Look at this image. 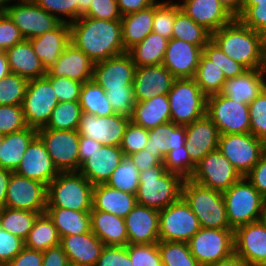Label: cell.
<instances>
[{
    "instance_id": "cell-30",
    "label": "cell",
    "mask_w": 266,
    "mask_h": 266,
    "mask_svg": "<svg viewBox=\"0 0 266 266\" xmlns=\"http://www.w3.org/2000/svg\"><path fill=\"white\" fill-rule=\"evenodd\" d=\"M60 246L68 261L84 266H95L105 245L92 232L61 237Z\"/></svg>"
},
{
    "instance_id": "cell-69",
    "label": "cell",
    "mask_w": 266,
    "mask_h": 266,
    "mask_svg": "<svg viewBox=\"0 0 266 266\" xmlns=\"http://www.w3.org/2000/svg\"><path fill=\"white\" fill-rule=\"evenodd\" d=\"M156 0H117L121 16L138 12L151 6Z\"/></svg>"
},
{
    "instance_id": "cell-19",
    "label": "cell",
    "mask_w": 266,
    "mask_h": 266,
    "mask_svg": "<svg viewBox=\"0 0 266 266\" xmlns=\"http://www.w3.org/2000/svg\"><path fill=\"white\" fill-rule=\"evenodd\" d=\"M235 253L247 266L266 263V224L263 220L248 223L234 231Z\"/></svg>"
},
{
    "instance_id": "cell-58",
    "label": "cell",
    "mask_w": 266,
    "mask_h": 266,
    "mask_svg": "<svg viewBox=\"0 0 266 266\" xmlns=\"http://www.w3.org/2000/svg\"><path fill=\"white\" fill-rule=\"evenodd\" d=\"M107 99L116 114L132 116L136 103L133 89H117L105 91Z\"/></svg>"
},
{
    "instance_id": "cell-31",
    "label": "cell",
    "mask_w": 266,
    "mask_h": 266,
    "mask_svg": "<svg viewBox=\"0 0 266 266\" xmlns=\"http://www.w3.org/2000/svg\"><path fill=\"white\" fill-rule=\"evenodd\" d=\"M91 231L105 246H126L128 234L125 219L92 207Z\"/></svg>"
},
{
    "instance_id": "cell-53",
    "label": "cell",
    "mask_w": 266,
    "mask_h": 266,
    "mask_svg": "<svg viewBox=\"0 0 266 266\" xmlns=\"http://www.w3.org/2000/svg\"><path fill=\"white\" fill-rule=\"evenodd\" d=\"M250 133L266 143V88L249 104Z\"/></svg>"
},
{
    "instance_id": "cell-29",
    "label": "cell",
    "mask_w": 266,
    "mask_h": 266,
    "mask_svg": "<svg viewBox=\"0 0 266 266\" xmlns=\"http://www.w3.org/2000/svg\"><path fill=\"white\" fill-rule=\"evenodd\" d=\"M45 70H48L70 44V25L62 22L57 28L28 39Z\"/></svg>"
},
{
    "instance_id": "cell-45",
    "label": "cell",
    "mask_w": 266,
    "mask_h": 266,
    "mask_svg": "<svg viewBox=\"0 0 266 266\" xmlns=\"http://www.w3.org/2000/svg\"><path fill=\"white\" fill-rule=\"evenodd\" d=\"M139 170L128 156H125L122 162L111 174L106 184L114 189L136 195L139 185Z\"/></svg>"
},
{
    "instance_id": "cell-76",
    "label": "cell",
    "mask_w": 266,
    "mask_h": 266,
    "mask_svg": "<svg viewBox=\"0 0 266 266\" xmlns=\"http://www.w3.org/2000/svg\"><path fill=\"white\" fill-rule=\"evenodd\" d=\"M12 1L15 2L16 0H0V12H5Z\"/></svg>"
},
{
    "instance_id": "cell-4",
    "label": "cell",
    "mask_w": 266,
    "mask_h": 266,
    "mask_svg": "<svg viewBox=\"0 0 266 266\" xmlns=\"http://www.w3.org/2000/svg\"><path fill=\"white\" fill-rule=\"evenodd\" d=\"M222 194L232 230L235 231L240 226L262 220L266 211V199L245 176Z\"/></svg>"
},
{
    "instance_id": "cell-22",
    "label": "cell",
    "mask_w": 266,
    "mask_h": 266,
    "mask_svg": "<svg viewBox=\"0 0 266 266\" xmlns=\"http://www.w3.org/2000/svg\"><path fill=\"white\" fill-rule=\"evenodd\" d=\"M174 76L162 65L136 67L133 90L136 102H144L158 95H167Z\"/></svg>"
},
{
    "instance_id": "cell-16",
    "label": "cell",
    "mask_w": 266,
    "mask_h": 266,
    "mask_svg": "<svg viewBox=\"0 0 266 266\" xmlns=\"http://www.w3.org/2000/svg\"><path fill=\"white\" fill-rule=\"evenodd\" d=\"M5 207L44 214L47 207V185L12 172Z\"/></svg>"
},
{
    "instance_id": "cell-52",
    "label": "cell",
    "mask_w": 266,
    "mask_h": 266,
    "mask_svg": "<svg viewBox=\"0 0 266 266\" xmlns=\"http://www.w3.org/2000/svg\"><path fill=\"white\" fill-rule=\"evenodd\" d=\"M126 247L133 266H163L158 243L127 244Z\"/></svg>"
},
{
    "instance_id": "cell-40",
    "label": "cell",
    "mask_w": 266,
    "mask_h": 266,
    "mask_svg": "<svg viewBox=\"0 0 266 266\" xmlns=\"http://www.w3.org/2000/svg\"><path fill=\"white\" fill-rule=\"evenodd\" d=\"M82 113L105 117L116 114L107 99L105 91L93 80L82 84L79 96Z\"/></svg>"
},
{
    "instance_id": "cell-7",
    "label": "cell",
    "mask_w": 266,
    "mask_h": 266,
    "mask_svg": "<svg viewBox=\"0 0 266 266\" xmlns=\"http://www.w3.org/2000/svg\"><path fill=\"white\" fill-rule=\"evenodd\" d=\"M167 96L171 121L176 125H189L206 114L207 96L194 78L175 79Z\"/></svg>"
},
{
    "instance_id": "cell-66",
    "label": "cell",
    "mask_w": 266,
    "mask_h": 266,
    "mask_svg": "<svg viewBox=\"0 0 266 266\" xmlns=\"http://www.w3.org/2000/svg\"><path fill=\"white\" fill-rule=\"evenodd\" d=\"M166 145L168 151L177 149L186 142V126L176 125L172 121L166 123Z\"/></svg>"
},
{
    "instance_id": "cell-65",
    "label": "cell",
    "mask_w": 266,
    "mask_h": 266,
    "mask_svg": "<svg viewBox=\"0 0 266 266\" xmlns=\"http://www.w3.org/2000/svg\"><path fill=\"white\" fill-rule=\"evenodd\" d=\"M43 251L24 247L6 266H42Z\"/></svg>"
},
{
    "instance_id": "cell-15",
    "label": "cell",
    "mask_w": 266,
    "mask_h": 266,
    "mask_svg": "<svg viewBox=\"0 0 266 266\" xmlns=\"http://www.w3.org/2000/svg\"><path fill=\"white\" fill-rule=\"evenodd\" d=\"M5 13L19 28L24 39H31L57 28L62 21L48 13L33 0H17Z\"/></svg>"
},
{
    "instance_id": "cell-63",
    "label": "cell",
    "mask_w": 266,
    "mask_h": 266,
    "mask_svg": "<svg viewBox=\"0 0 266 266\" xmlns=\"http://www.w3.org/2000/svg\"><path fill=\"white\" fill-rule=\"evenodd\" d=\"M166 123L149 130V138L145 150L155 156L161 163L168 153L166 145Z\"/></svg>"
},
{
    "instance_id": "cell-9",
    "label": "cell",
    "mask_w": 266,
    "mask_h": 266,
    "mask_svg": "<svg viewBox=\"0 0 266 266\" xmlns=\"http://www.w3.org/2000/svg\"><path fill=\"white\" fill-rule=\"evenodd\" d=\"M197 216L180 197L159 210V239L168 242H188L199 230Z\"/></svg>"
},
{
    "instance_id": "cell-27",
    "label": "cell",
    "mask_w": 266,
    "mask_h": 266,
    "mask_svg": "<svg viewBox=\"0 0 266 266\" xmlns=\"http://www.w3.org/2000/svg\"><path fill=\"white\" fill-rule=\"evenodd\" d=\"M180 8L211 34L231 23L235 18L219 0H183Z\"/></svg>"
},
{
    "instance_id": "cell-20",
    "label": "cell",
    "mask_w": 266,
    "mask_h": 266,
    "mask_svg": "<svg viewBox=\"0 0 266 266\" xmlns=\"http://www.w3.org/2000/svg\"><path fill=\"white\" fill-rule=\"evenodd\" d=\"M26 178L48 185L59 174L44 143L36 135L28 144L21 162L14 171Z\"/></svg>"
},
{
    "instance_id": "cell-51",
    "label": "cell",
    "mask_w": 266,
    "mask_h": 266,
    "mask_svg": "<svg viewBox=\"0 0 266 266\" xmlns=\"http://www.w3.org/2000/svg\"><path fill=\"white\" fill-rule=\"evenodd\" d=\"M163 165L166 171L178 174L183 179H189L196 166L187 153L186 145L168 151Z\"/></svg>"
},
{
    "instance_id": "cell-57",
    "label": "cell",
    "mask_w": 266,
    "mask_h": 266,
    "mask_svg": "<svg viewBox=\"0 0 266 266\" xmlns=\"http://www.w3.org/2000/svg\"><path fill=\"white\" fill-rule=\"evenodd\" d=\"M52 84V88L59 102H78L81 82L69 79L67 77H47Z\"/></svg>"
},
{
    "instance_id": "cell-74",
    "label": "cell",
    "mask_w": 266,
    "mask_h": 266,
    "mask_svg": "<svg viewBox=\"0 0 266 266\" xmlns=\"http://www.w3.org/2000/svg\"><path fill=\"white\" fill-rule=\"evenodd\" d=\"M10 73L5 51H0V81Z\"/></svg>"
},
{
    "instance_id": "cell-80",
    "label": "cell",
    "mask_w": 266,
    "mask_h": 266,
    "mask_svg": "<svg viewBox=\"0 0 266 266\" xmlns=\"http://www.w3.org/2000/svg\"><path fill=\"white\" fill-rule=\"evenodd\" d=\"M262 220H263V221L265 222V224H266V211H265V214H264Z\"/></svg>"
},
{
    "instance_id": "cell-28",
    "label": "cell",
    "mask_w": 266,
    "mask_h": 266,
    "mask_svg": "<svg viewBox=\"0 0 266 266\" xmlns=\"http://www.w3.org/2000/svg\"><path fill=\"white\" fill-rule=\"evenodd\" d=\"M266 69H247L234 78L224 82L220 94L234 102L250 104L266 88Z\"/></svg>"
},
{
    "instance_id": "cell-67",
    "label": "cell",
    "mask_w": 266,
    "mask_h": 266,
    "mask_svg": "<svg viewBox=\"0 0 266 266\" xmlns=\"http://www.w3.org/2000/svg\"><path fill=\"white\" fill-rule=\"evenodd\" d=\"M68 262L67 255L60 245L43 251L42 266H67Z\"/></svg>"
},
{
    "instance_id": "cell-18",
    "label": "cell",
    "mask_w": 266,
    "mask_h": 266,
    "mask_svg": "<svg viewBox=\"0 0 266 266\" xmlns=\"http://www.w3.org/2000/svg\"><path fill=\"white\" fill-rule=\"evenodd\" d=\"M130 117L122 114H113L98 117L90 113H82L77 132L98 141L106 146H121L126 126Z\"/></svg>"
},
{
    "instance_id": "cell-21",
    "label": "cell",
    "mask_w": 266,
    "mask_h": 266,
    "mask_svg": "<svg viewBox=\"0 0 266 266\" xmlns=\"http://www.w3.org/2000/svg\"><path fill=\"white\" fill-rule=\"evenodd\" d=\"M202 54L199 46L171 38L162 65L175 79L194 78Z\"/></svg>"
},
{
    "instance_id": "cell-47",
    "label": "cell",
    "mask_w": 266,
    "mask_h": 266,
    "mask_svg": "<svg viewBox=\"0 0 266 266\" xmlns=\"http://www.w3.org/2000/svg\"><path fill=\"white\" fill-rule=\"evenodd\" d=\"M179 3L172 1L154 2V20L152 31L170 40L173 33L175 14L180 10Z\"/></svg>"
},
{
    "instance_id": "cell-59",
    "label": "cell",
    "mask_w": 266,
    "mask_h": 266,
    "mask_svg": "<svg viewBox=\"0 0 266 266\" xmlns=\"http://www.w3.org/2000/svg\"><path fill=\"white\" fill-rule=\"evenodd\" d=\"M24 247V240L0 227V266H6Z\"/></svg>"
},
{
    "instance_id": "cell-54",
    "label": "cell",
    "mask_w": 266,
    "mask_h": 266,
    "mask_svg": "<svg viewBox=\"0 0 266 266\" xmlns=\"http://www.w3.org/2000/svg\"><path fill=\"white\" fill-rule=\"evenodd\" d=\"M148 138L149 130L130 121L126 126L120 146L124 156L143 150L148 142Z\"/></svg>"
},
{
    "instance_id": "cell-6",
    "label": "cell",
    "mask_w": 266,
    "mask_h": 266,
    "mask_svg": "<svg viewBox=\"0 0 266 266\" xmlns=\"http://www.w3.org/2000/svg\"><path fill=\"white\" fill-rule=\"evenodd\" d=\"M93 185L79 171L59 172L47 185V207L92 210Z\"/></svg>"
},
{
    "instance_id": "cell-73",
    "label": "cell",
    "mask_w": 266,
    "mask_h": 266,
    "mask_svg": "<svg viewBox=\"0 0 266 266\" xmlns=\"http://www.w3.org/2000/svg\"><path fill=\"white\" fill-rule=\"evenodd\" d=\"M219 1L234 18H237L241 14L242 0H219Z\"/></svg>"
},
{
    "instance_id": "cell-49",
    "label": "cell",
    "mask_w": 266,
    "mask_h": 266,
    "mask_svg": "<svg viewBox=\"0 0 266 266\" xmlns=\"http://www.w3.org/2000/svg\"><path fill=\"white\" fill-rule=\"evenodd\" d=\"M236 19L263 34L266 31V0H242L241 14Z\"/></svg>"
},
{
    "instance_id": "cell-64",
    "label": "cell",
    "mask_w": 266,
    "mask_h": 266,
    "mask_svg": "<svg viewBox=\"0 0 266 266\" xmlns=\"http://www.w3.org/2000/svg\"><path fill=\"white\" fill-rule=\"evenodd\" d=\"M258 192L266 199V152L245 176Z\"/></svg>"
},
{
    "instance_id": "cell-77",
    "label": "cell",
    "mask_w": 266,
    "mask_h": 266,
    "mask_svg": "<svg viewBox=\"0 0 266 266\" xmlns=\"http://www.w3.org/2000/svg\"><path fill=\"white\" fill-rule=\"evenodd\" d=\"M67 266H84V265L73 263V262H68Z\"/></svg>"
},
{
    "instance_id": "cell-5",
    "label": "cell",
    "mask_w": 266,
    "mask_h": 266,
    "mask_svg": "<svg viewBox=\"0 0 266 266\" xmlns=\"http://www.w3.org/2000/svg\"><path fill=\"white\" fill-rule=\"evenodd\" d=\"M181 197L197 216L203 228L231 229L223 194L184 179Z\"/></svg>"
},
{
    "instance_id": "cell-32",
    "label": "cell",
    "mask_w": 266,
    "mask_h": 266,
    "mask_svg": "<svg viewBox=\"0 0 266 266\" xmlns=\"http://www.w3.org/2000/svg\"><path fill=\"white\" fill-rule=\"evenodd\" d=\"M6 56L11 73L32 80L46 75V70L36 56L33 47L28 39L8 48Z\"/></svg>"
},
{
    "instance_id": "cell-38",
    "label": "cell",
    "mask_w": 266,
    "mask_h": 266,
    "mask_svg": "<svg viewBox=\"0 0 266 266\" xmlns=\"http://www.w3.org/2000/svg\"><path fill=\"white\" fill-rule=\"evenodd\" d=\"M168 42V39L152 31L128 53L136 67L160 65L163 63Z\"/></svg>"
},
{
    "instance_id": "cell-34",
    "label": "cell",
    "mask_w": 266,
    "mask_h": 266,
    "mask_svg": "<svg viewBox=\"0 0 266 266\" xmlns=\"http://www.w3.org/2000/svg\"><path fill=\"white\" fill-rule=\"evenodd\" d=\"M130 121L147 130L171 121L167 95H158L144 102H136Z\"/></svg>"
},
{
    "instance_id": "cell-55",
    "label": "cell",
    "mask_w": 266,
    "mask_h": 266,
    "mask_svg": "<svg viewBox=\"0 0 266 266\" xmlns=\"http://www.w3.org/2000/svg\"><path fill=\"white\" fill-rule=\"evenodd\" d=\"M27 127L22 106L0 105V134L7 135Z\"/></svg>"
},
{
    "instance_id": "cell-42",
    "label": "cell",
    "mask_w": 266,
    "mask_h": 266,
    "mask_svg": "<svg viewBox=\"0 0 266 266\" xmlns=\"http://www.w3.org/2000/svg\"><path fill=\"white\" fill-rule=\"evenodd\" d=\"M40 214L27 210L4 207L0 209V227L25 240Z\"/></svg>"
},
{
    "instance_id": "cell-61",
    "label": "cell",
    "mask_w": 266,
    "mask_h": 266,
    "mask_svg": "<svg viewBox=\"0 0 266 266\" xmlns=\"http://www.w3.org/2000/svg\"><path fill=\"white\" fill-rule=\"evenodd\" d=\"M24 40L19 28L5 12H0V51H6Z\"/></svg>"
},
{
    "instance_id": "cell-23",
    "label": "cell",
    "mask_w": 266,
    "mask_h": 266,
    "mask_svg": "<svg viewBox=\"0 0 266 266\" xmlns=\"http://www.w3.org/2000/svg\"><path fill=\"white\" fill-rule=\"evenodd\" d=\"M128 244H154L159 239V210L137 204L124 218Z\"/></svg>"
},
{
    "instance_id": "cell-70",
    "label": "cell",
    "mask_w": 266,
    "mask_h": 266,
    "mask_svg": "<svg viewBox=\"0 0 266 266\" xmlns=\"http://www.w3.org/2000/svg\"><path fill=\"white\" fill-rule=\"evenodd\" d=\"M102 144L92 138L80 136L79 139V160L80 166L89 158L95 150L101 149Z\"/></svg>"
},
{
    "instance_id": "cell-79",
    "label": "cell",
    "mask_w": 266,
    "mask_h": 266,
    "mask_svg": "<svg viewBox=\"0 0 266 266\" xmlns=\"http://www.w3.org/2000/svg\"><path fill=\"white\" fill-rule=\"evenodd\" d=\"M262 35H263L264 43H265V46H266V31Z\"/></svg>"
},
{
    "instance_id": "cell-25",
    "label": "cell",
    "mask_w": 266,
    "mask_h": 266,
    "mask_svg": "<svg viewBox=\"0 0 266 266\" xmlns=\"http://www.w3.org/2000/svg\"><path fill=\"white\" fill-rule=\"evenodd\" d=\"M94 62L71 42L58 60L46 70V77L69 78L81 83L92 80Z\"/></svg>"
},
{
    "instance_id": "cell-39",
    "label": "cell",
    "mask_w": 266,
    "mask_h": 266,
    "mask_svg": "<svg viewBox=\"0 0 266 266\" xmlns=\"http://www.w3.org/2000/svg\"><path fill=\"white\" fill-rule=\"evenodd\" d=\"M60 239L53 221L44 213L35 220L31 231L24 240V246L31 250L45 251L59 246Z\"/></svg>"
},
{
    "instance_id": "cell-44",
    "label": "cell",
    "mask_w": 266,
    "mask_h": 266,
    "mask_svg": "<svg viewBox=\"0 0 266 266\" xmlns=\"http://www.w3.org/2000/svg\"><path fill=\"white\" fill-rule=\"evenodd\" d=\"M81 115L82 110L79 102H59L43 128L77 131Z\"/></svg>"
},
{
    "instance_id": "cell-48",
    "label": "cell",
    "mask_w": 266,
    "mask_h": 266,
    "mask_svg": "<svg viewBox=\"0 0 266 266\" xmlns=\"http://www.w3.org/2000/svg\"><path fill=\"white\" fill-rule=\"evenodd\" d=\"M29 80L9 73L0 81V105L22 106Z\"/></svg>"
},
{
    "instance_id": "cell-71",
    "label": "cell",
    "mask_w": 266,
    "mask_h": 266,
    "mask_svg": "<svg viewBox=\"0 0 266 266\" xmlns=\"http://www.w3.org/2000/svg\"><path fill=\"white\" fill-rule=\"evenodd\" d=\"M12 171L0 168V209L5 207L6 193Z\"/></svg>"
},
{
    "instance_id": "cell-46",
    "label": "cell",
    "mask_w": 266,
    "mask_h": 266,
    "mask_svg": "<svg viewBox=\"0 0 266 266\" xmlns=\"http://www.w3.org/2000/svg\"><path fill=\"white\" fill-rule=\"evenodd\" d=\"M158 249L163 266H200L191 254L187 242L159 241Z\"/></svg>"
},
{
    "instance_id": "cell-26",
    "label": "cell",
    "mask_w": 266,
    "mask_h": 266,
    "mask_svg": "<svg viewBox=\"0 0 266 266\" xmlns=\"http://www.w3.org/2000/svg\"><path fill=\"white\" fill-rule=\"evenodd\" d=\"M124 153L120 146L102 145L80 166L79 172L94 186L106 184L111 174L122 162Z\"/></svg>"
},
{
    "instance_id": "cell-11",
    "label": "cell",
    "mask_w": 266,
    "mask_h": 266,
    "mask_svg": "<svg viewBox=\"0 0 266 266\" xmlns=\"http://www.w3.org/2000/svg\"><path fill=\"white\" fill-rule=\"evenodd\" d=\"M37 136L44 143L59 172L79 171V139L76 130L38 128Z\"/></svg>"
},
{
    "instance_id": "cell-37",
    "label": "cell",
    "mask_w": 266,
    "mask_h": 266,
    "mask_svg": "<svg viewBox=\"0 0 266 266\" xmlns=\"http://www.w3.org/2000/svg\"><path fill=\"white\" fill-rule=\"evenodd\" d=\"M37 135V129L27 127L24 130L4 135L0 146V168L14 172L26 152L28 144Z\"/></svg>"
},
{
    "instance_id": "cell-60",
    "label": "cell",
    "mask_w": 266,
    "mask_h": 266,
    "mask_svg": "<svg viewBox=\"0 0 266 266\" xmlns=\"http://www.w3.org/2000/svg\"><path fill=\"white\" fill-rule=\"evenodd\" d=\"M101 20H121L117 0H92L89 10L83 15Z\"/></svg>"
},
{
    "instance_id": "cell-13",
    "label": "cell",
    "mask_w": 266,
    "mask_h": 266,
    "mask_svg": "<svg viewBox=\"0 0 266 266\" xmlns=\"http://www.w3.org/2000/svg\"><path fill=\"white\" fill-rule=\"evenodd\" d=\"M58 103L51 81L46 76L29 80L22 103L27 126L35 129L44 127Z\"/></svg>"
},
{
    "instance_id": "cell-1",
    "label": "cell",
    "mask_w": 266,
    "mask_h": 266,
    "mask_svg": "<svg viewBox=\"0 0 266 266\" xmlns=\"http://www.w3.org/2000/svg\"><path fill=\"white\" fill-rule=\"evenodd\" d=\"M70 42L94 63L125 53L121 20L81 16L70 23Z\"/></svg>"
},
{
    "instance_id": "cell-36",
    "label": "cell",
    "mask_w": 266,
    "mask_h": 266,
    "mask_svg": "<svg viewBox=\"0 0 266 266\" xmlns=\"http://www.w3.org/2000/svg\"><path fill=\"white\" fill-rule=\"evenodd\" d=\"M45 213L53 221L60 238L67 235H79L91 231L90 211L46 207Z\"/></svg>"
},
{
    "instance_id": "cell-62",
    "label": "cell",
    "mask_w": 266,
    "mask_h": 266,
    "mask_svg": "<svg viewBox=\"0 0 266 266\" xmlns=\"http://www.w3.org/2000/svg\"><path fill=\"white\" fill-rule=\"evenodd\" d=\"M95 266H133L126 246H105Z\"/></svg>"
},
{
    "instance_id": "cell-2",
    "label": "cell",
    "mask_w": 266,
    "mask_h": 266,
    "mask_svg": "<svg viewBox=\"0 0 266 266\" xmlns=\"http://www.w3.org/2000/svg\"><path fill=\"white\" fill-rule=\"evenodd\" d=\"M211 39L228 57L246 69H266L263 35L243 25L238 19L213 32Z\"/></svg>"
},
{
    "instance_id": "cell-14",
    "label": "cell",
    "mask_w": 266,
    "mask_h": 266,
    "mask_svg": "<svg viewBox=\"0 0 266 266\" xmlns=\"http://www.w3.org/2000/svg\"><path fill=\"white\" fill-rule=\"evenodd\" d=\"M241 177L230 161L217 149L196 164L189 179L203 187L223 193Z\"/></svg>"
},
{
    "instance_id": "cell-72",
    "label": "cell",
    "mask_w": 266,
    "mask_h": 266,
    "mask_svg": "<svg viewBox=\"0 0 266 266\" xmlns=\"http://www.w3.org/2000/svg\"><path fill=\"white\" fill-rule=\"evenodd\" d=\"M206 266H247V265L236 253H233L231 256L225 259H222L218 262Z\"/></svg>"
},
{
    "instance_id": "cell-10",
    "label": "cell",
    "mask_w": 266,
    "mask_h": 266,
    "mask_svg": "<svg viewBox=\"0 0 266 266\" xmlns=\"http://www.w3.org/2000/svg\"><path fill=\"white\" fill-rule=\"evenodd\" d=\"M187 243L200 266L213 264L235 253L232 229L201 227Z\"/></svg>"
},
{
    "instance_id": "cell-78",
    "label": "cell",
    "mask_w": 266,
    "mask_h": 266,
    "mask_svg": "<svg viewBox=\"0 0 266 266\" xmlns=\"http://www.w3.org/2000/svg\"><path fill=\"white\" fill-rule=\"evenodd\" d=\"M3 139H4V135H3V134H0V146H1L2 143H3Z\"/></svg>"
},
{
    "instance_id": "cell-33",
    "label": "cell",
    "mask_w": 266,
    "mask_h": 266,
    "mask_svg": "<svg viewBox=\"0 0 266 266\" xmlns=\"http://www.w3.org/2000/svg\"><path fill=\"white\" fill-rule=\"evenodd\" d=\"M136 205L134 194L111 188L107 184L93 186L92 207L95 210L125 218Z\"/></svg>"
},
{
    "instance_id": "cell-75",
    "label": "cell",
    "mask_w": 266,
    "mask_h": 266,
    "mask_svg": "<svg viewBox=\"0 0 266 266\" xmlns=\"http://www.w3.org/2000/svg\"><path fill=\"white\" fill-rule=\"evenodd\" d=\"M91 1L92 0L77 1V20L89 10V5Z\"/></svg>"
},
{
    "instance_id": "cell-12",
    "label": "cell",
    "mask_w": 266,
    "mask_h": 266,
    "mask_svg": "<svg viewBox=\"0 0 266 266\" xmlns=\"http://www.w3.org/2000/svg\"><path fill=\"white\" fill-rule=\"evenodd\" d=\"M217 149L241 176H246L265 152V143L252 133L222 134Z\"/></svg>"
},
{
    "instance_id": "cell-24",
    "label": "cell",
    "mask_w": 266,
    "mask_h": 266,
    "mask_svg": "<svg viewBox=\"0 0 266 266\" xmlns=\"http://www.w3.org/2000/svg\"><path fill=\"white\" fill-rule=\"evenodd\" d=\"M220 132L205 114L186 125V148L191 161L196 165L202 158L217 150Z\"/></svg>"
},
{
    "instance_id": "cell-56",
    "label": "cell",
    "mask_w": 266,
    "mask_h": 266,
    "mask_svg": "<svg viewBox=\"0 0 266 266\" xmlns=\"http://www.w3.org/2000/svg\"><path fill=\"white\" fill-rule=\"evenodd\" d=\"M48 13L54 15L64 23L77 20V1L79 0H33ZM66 16L67 19L62 16Z\"/></svg>"
},
{
    "instance_id": "cell-50",
    "label": "cell",
    "mask_w": 266,
    "mask_h": 266,
    "mask_svg": "<svg viewBox=\"0 0 266 266\" xmlns=\"http://www.w3.org/2000/svg\"><path fill=\"white\" fill-rule=\"evenodd\" d=\"M203 55L223 71L225 79L237 77L247 70L228 57L212 39L203 47Z\"/></svg>"
},
{
    "instance_id": "cell-8",
    "label": "cell",
    "mask_w": 266,
    "mask_h": 266,
    "mask_svg": "<svg viewBox=\"0 0 266 266\" xmlns=\"http://www.w3.org/2000/svg\"><path fill=\"white\" fill-rule=\"evenodd\" d=\"M206 115L220 135L250 133L249 104L234 102L222 94L212 95L207 97Z\"/></svg>"
},
{
    "instance_id": "cell-68",
    "label": "cell",
    "mask_w": 266,
    "mask_h": 266,
    "mask_svg": "<svg viewBox=\"0 0 266 266\" xmlns=\"http://www.w3.org/2000/svg\"><path fill=\"white\" fill-rule=\"evenodd\" d=\"M139 172L145 171L152 166H159L161 162L150 152L143 149L137 153L128 155Z\"/></svg>"
},
{
    "instance_id": "cell-17",
    "label": "cell",
    "mask_w": 266,
    "mask_h": 266,
    "mask_svg": "<svg viewBox=\"0 0 266 266\" xmlns=\"http://www.w3.org/2000/svg\"><path fill=\"white\" fill-rule=\"evenodd\" d=\"M136 65L128 52L94 63L92 80L104 91L133 89Z\"/></svg>"
},
{
    "instance_id": "cell-41",
    "label": "cell",
    "mask_w": 266,
    "mask_h": 266,
    "mask_svg": "<svg viewBox=\"0 0 266 266\" xmlns=\"http://www.w3.org/2000/svg\"><path fill=\"white\" fill-rule=\"evenodd\" d=\"M172 38L186 41L203 49L211 40V33L180 9L175 14Z\"/></svg>"
},
{
    "instance_id": "cell-3",
    "label": "cell",
    "mask_w": 266,
    "mask_h": 266,
    "mask_svg": "<svg viewBox=\"0 0 266 266\" xmlns=\"http://www.w3.org/2000/svg\"><path fill=\"white\" fill-rule=\"evenodd\" d=\"M183 181L180 175L166 171L163 163L152 166L139 174L137 204L162 210L181 197Z\"/></svg>"
},
{
    "instance_id": "cell-43",
    "label": "cell",
    "mask_w": 266,
    "mask_h": 266,
    "mask_svg": "<svg viewBox=\"0 0 266 266\" xmlns=\"http://www.w3.org/2000/svg\"><path fill=\"white\" fill-rule=\"evenodd\" d=\"M194 80L207 97L220 94L226 81L223 71L203 54L200 57Z\"/></svg>"
},
{
    "instance_id": "cell-35",
    "label": "cell",
    "mask_w": 266,
    "mask_h": 266,
    "mask_svg": "<svg viewBox=\"0 0 266 266\" xmlns=\"http://www.w3.org/2000/svg\"><path fill=\"white\" fill-rule=\"evenodd\" d=\"M153 20L154 3L148 8L122 16V41L126 52L152 32Z\"/></svg>"
}]
</instances>
